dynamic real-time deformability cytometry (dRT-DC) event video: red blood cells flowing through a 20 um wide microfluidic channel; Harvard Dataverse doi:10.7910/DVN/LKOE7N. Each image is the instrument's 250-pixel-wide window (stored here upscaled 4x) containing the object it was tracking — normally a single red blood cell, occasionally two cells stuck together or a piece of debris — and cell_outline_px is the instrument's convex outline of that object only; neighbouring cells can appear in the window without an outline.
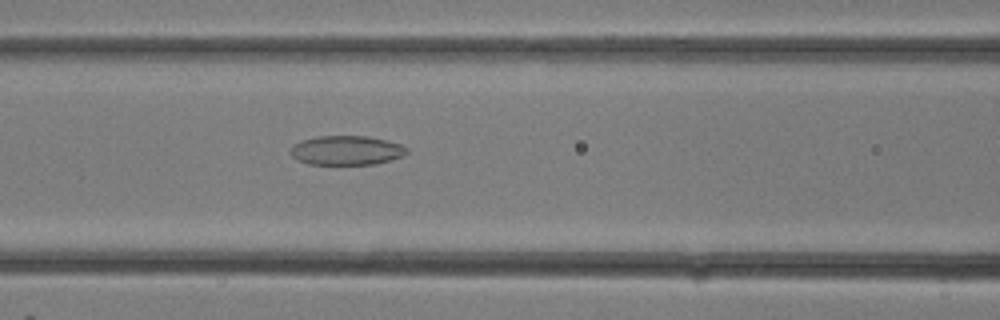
{"species": "common noctule bat (a hibernating species)", "species_latin": "Nyctalus noctula", "temperature_condition": "room temperature", "stored_images_in_passage": 12, "camera_frame_rate_fps": 3000, "um_per_image_px": 0.085, "animal": {"sex": "female"}, "frame": {"image": 1, "passage_image": 12, "time_ms": 3.667, "image_size_px": [1000, 320], "cell_outline_px": [[408, 152], [404, 156], [376, 164], [308, 164], [296, 160], [288, 152], [292, 144], [300, 140], [316, 136], [368, 136], [400, 144], [408, 148]], "centroid_in_image_um": [29.4, 12.78], "position_along_channel_um": 137.2, "area_um2": 20.11}}